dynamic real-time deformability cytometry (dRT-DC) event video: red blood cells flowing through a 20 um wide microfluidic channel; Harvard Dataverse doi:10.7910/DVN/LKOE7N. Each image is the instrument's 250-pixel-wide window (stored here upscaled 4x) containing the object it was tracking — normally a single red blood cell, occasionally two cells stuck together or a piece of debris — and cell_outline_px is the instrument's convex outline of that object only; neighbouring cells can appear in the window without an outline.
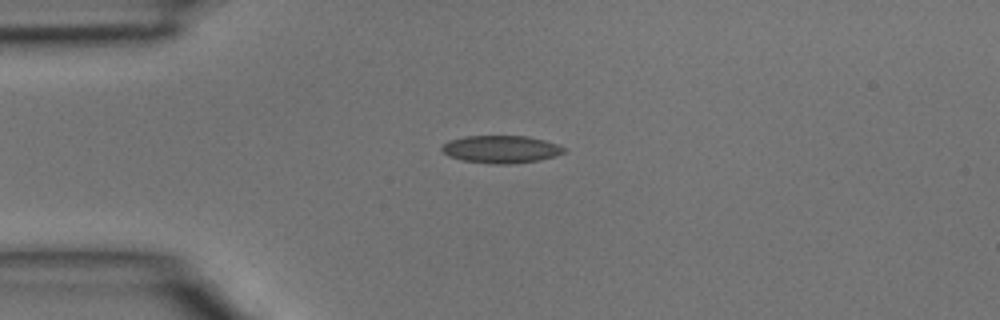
{"species": "common noctule bat (a hibernating species)", "species_latin": "Nyctalus noctula", "temperature_condition": "room temperature", "stored_images_in_passage": 2, "camera_frame_rate_fps": 3000, "um_per_image_px": 0.085, "animal": {"sex": "male", "body_mass_g": 15.6}, "frame": {"image": 1, "passage_image": 1, "time_ms": 0.0, "image_size_px": [1000, 320], "cell_outline_px": [[568, 148], [564, 152], [556, 156], [540, 160], [512, 164], [492, 164], [464, 160], [448, 156], [440, 148], [448, 140], [464, 136], [528, 136], [544, 140]], "centroid_in_image_um": [42.61, 12.69], "position_along_channel_um": 42.4, "area_um2": 19.71}}